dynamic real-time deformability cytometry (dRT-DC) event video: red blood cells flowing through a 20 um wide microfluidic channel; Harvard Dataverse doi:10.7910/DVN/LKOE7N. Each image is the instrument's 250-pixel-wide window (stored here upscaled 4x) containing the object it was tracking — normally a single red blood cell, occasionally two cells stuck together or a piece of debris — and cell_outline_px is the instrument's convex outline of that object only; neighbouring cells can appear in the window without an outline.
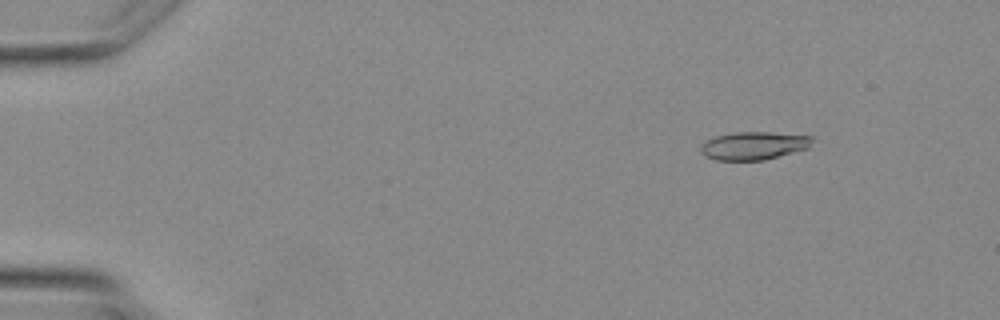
{"species": "Egyptian fruit bat (a non-hibernating species)", "species_latin": "Rousettus aegyptiacus", "temperature_condition": "warm", "stored_images_in_passage": 4, "camera_frame_rate_fps": 3000, "um_per_image_px": 0.085, "animal": {"sex": "female"}, "frame": {"image": 1, "passage_image": 2, "time_ms": 1.333, "image_size_px": [1000, 320], "cell_outline_px": [[816, 136], [808, 148], [764, 160], [716, 160], [708, 156], [700, 148], [700, 144], [716, 136], [736, 132], [768, 132]], "centroid_in_image_um": [64.12, 12.37], "position_along_channel_um": 20.9, "area_um2": 18.03}}